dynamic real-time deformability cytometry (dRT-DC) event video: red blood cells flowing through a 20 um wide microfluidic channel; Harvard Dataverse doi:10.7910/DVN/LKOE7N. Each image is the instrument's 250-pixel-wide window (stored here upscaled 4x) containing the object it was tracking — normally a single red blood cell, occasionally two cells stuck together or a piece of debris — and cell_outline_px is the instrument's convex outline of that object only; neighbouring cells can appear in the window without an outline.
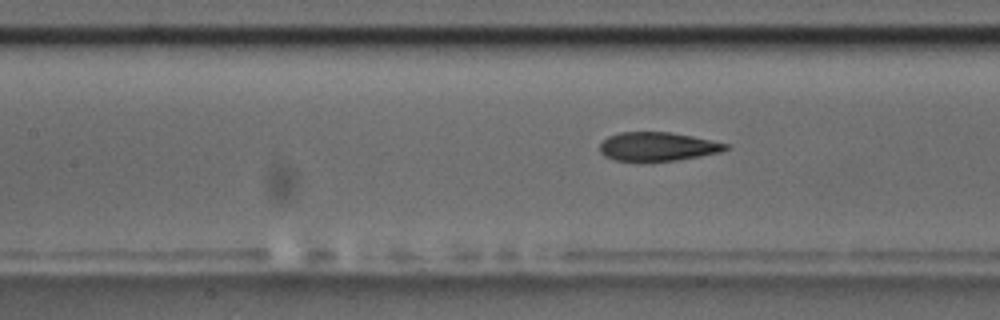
{"species": "common noctule bat (a hibernating species)", "species_latin": "Nyctalus noctula", "temperature_condition": "room temperature", "stored_images_in_passage": 4, "camera_frame_rate_fps": 3000, "um_per_image_px": 0.085, "animal": {"sex": "male", "body_mass_g": 17.5, "forearm_length_mm": 52.3}, "frame": {"image": 1, "passage_image": 4, "time_ms": 3.333, "image_size_px": [1000, 320], "cell_outline_px": [[732, 148], [720, 152], [700, 156], [676, 160], [644, 164], [640, 164], [616, 160], [604, 156], [600, 152], [600, 144], [608, 136], [620, 132], [668, 132], [692, 136], [712, 140], [728, 144]], "centroid_in_image_um": [55.88, 12.5], "position_along_channel_um": 151.5, "area_um2": 21.79}}